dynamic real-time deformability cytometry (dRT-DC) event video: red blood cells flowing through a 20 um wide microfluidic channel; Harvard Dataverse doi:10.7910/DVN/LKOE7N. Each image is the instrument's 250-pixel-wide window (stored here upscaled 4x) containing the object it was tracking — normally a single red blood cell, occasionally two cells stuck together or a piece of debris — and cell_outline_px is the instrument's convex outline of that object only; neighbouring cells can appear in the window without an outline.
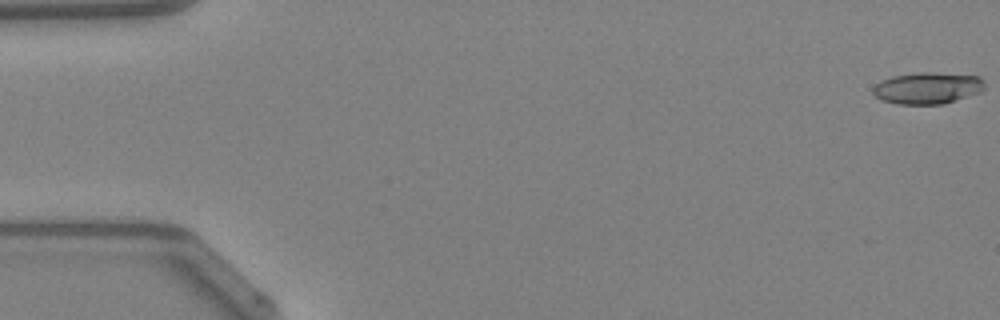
{"species": "Egyptian fruit bat (a non-hibernating species)", "species_latin": "Rousettus aegyptiacus", "temperature_condition": "warm", "stored_images_in_passage": 49, "camera_frame_rate_fps": 3000, "um_per_image_px": 0.085, "animal": {"sex": "female"}, "frame": {"image": 1, "passage_image": 1, "time_ms": 0.0, "image_size_px": [1000, 320], "cell_outline_px": [[984, 88], [980, 92], [944, 104], [900, 104], [880, 100], [872, 92], [872, 88], [876, 84], [892, 76], [916, 72], [932, 72], [980, 76], [984, 80]], "centroid_in_image_um": [78.84, 7.48], "position_along_channel_um": 6.2, "area_um2": 20.63}}
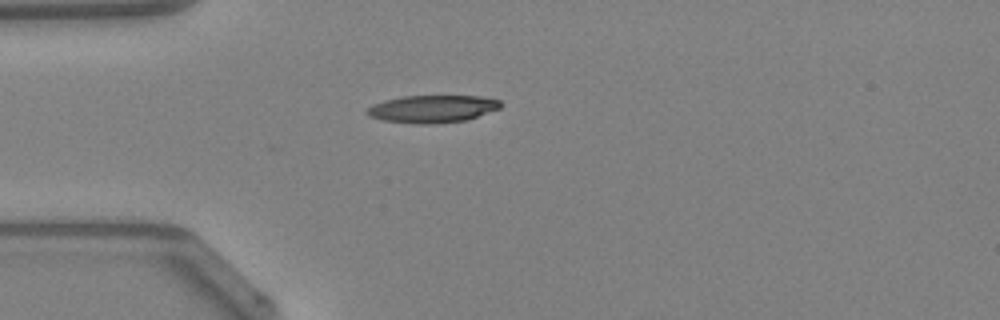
{"frame": {"image": 2, "passage_image": 14, "time_ms": 4.333, "image_size_px": [1000, 320], "cell_outline_px": [[500, 108], [464, 120], [432, 124], [416, 124], [384, 120], [368, 116], [364, 112], [368, 108], [384, 100], [404, 96], [480, 96], [500, 100]], "centroid_in_image_um": [36.72, 9.25], "position_along_channel_um": 48.3, "area_um2": 21.1}}
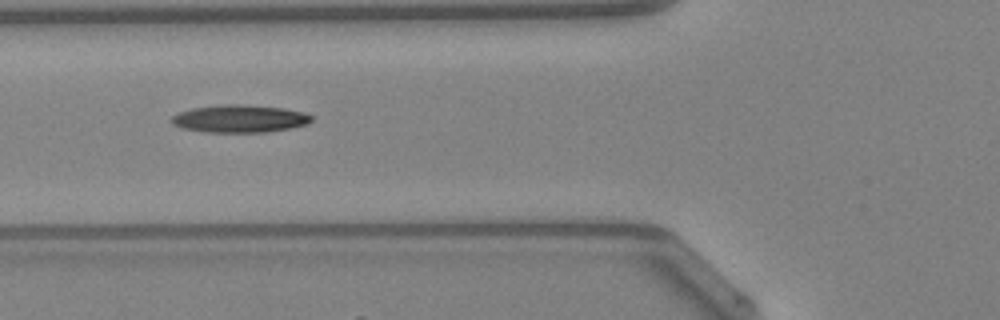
{"frame": {"image": 3, "passage_image": 19, "time_ms": 6.0, "image_size_px": [1000, 320], "cell_outline_px": [[312, 120], [308, 124], [292, 128], [264, 132], [208, 132], [184, 128], [172, 124], [172, 116], [180, 112], [192, 108], [224, 104], [240, 104], [280, 108], [300, 112], [312, 116]], "centroid_in_image_um": [20.37, 10.09], "position_along_channel_um": 105.4, "area_um2": 22.2}}